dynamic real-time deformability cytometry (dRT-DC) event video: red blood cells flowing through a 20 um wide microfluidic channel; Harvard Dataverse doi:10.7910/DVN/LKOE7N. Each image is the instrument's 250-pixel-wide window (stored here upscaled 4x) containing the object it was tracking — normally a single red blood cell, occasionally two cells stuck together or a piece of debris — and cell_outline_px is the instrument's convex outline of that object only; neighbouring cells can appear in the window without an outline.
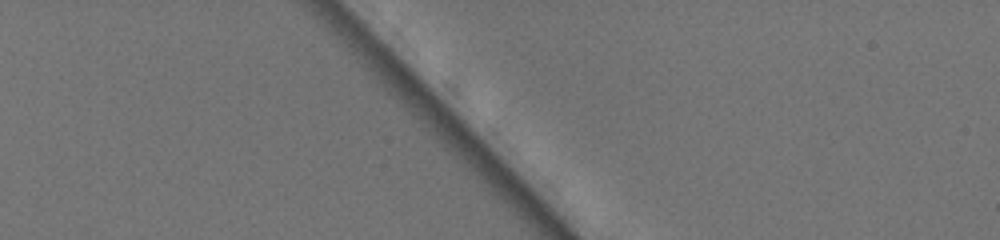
{"species": "common noctule bat (a hibernating species)", "species_latin": "Nyctalus noctula", "temperature_condition": "warm", "stored_images_in_passage": 2, "camera_frame_rate_fps": 3000, "um_per_image_px": 0.085, "animal": {"sex": "female", "body_mass_g": 19.5, "forearm_length_mm": 54.1}, "frame": {"image": 1, "passage_image": 2, "time_ms": 0.333, "image_size_px": [1000, 240], "cell_outline_px": [[604, 88], [592, 104], [584, 96], [516, 24], [528, 12], [584, 60], [592, 68]], "centroid_in_image_um": [47.84, 4.91], "position_along_channel_um": 37.2, "area_um2": 16.99}}